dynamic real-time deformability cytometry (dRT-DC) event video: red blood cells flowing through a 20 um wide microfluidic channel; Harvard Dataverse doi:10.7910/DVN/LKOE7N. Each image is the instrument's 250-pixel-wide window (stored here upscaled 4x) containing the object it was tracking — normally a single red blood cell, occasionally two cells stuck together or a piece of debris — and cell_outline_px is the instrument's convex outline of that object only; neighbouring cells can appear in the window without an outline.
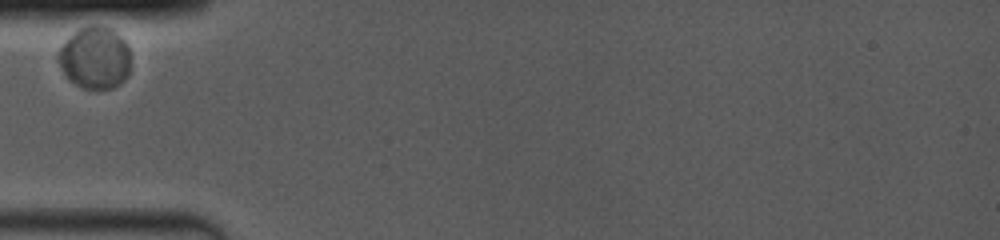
{"species": "common noctule bat (a hibernating species)", "species_latin": "Nyctalus noctula", "temperature_condition": "room temperature", "stored_images_in_passage": 42, "camera_frame_rate_fps": 4000, "um_per_image_px": 0.085, "animal": {"sex": "female", "body_mass_g": 19.0, "forearm_length_mm": 53.3}, "frame": {"image": 1, "passage_image": 1, "time_ms": 0.0, "image_size_px": [1000, 240], "cell_outline_px": [[128, 76], [120, 84], [112, 88], [84, 88], [76, 84], [60, 68], [56, 56], [56, 52], [68, 36], [72, 32], [88, 24], [96, 24], [112, 28], [124, 40], [128, 48]], "centroid_in_image_um": [8.03, 4.86], "position_along_channel_um": 77.0, "area_um2": 26.3}}
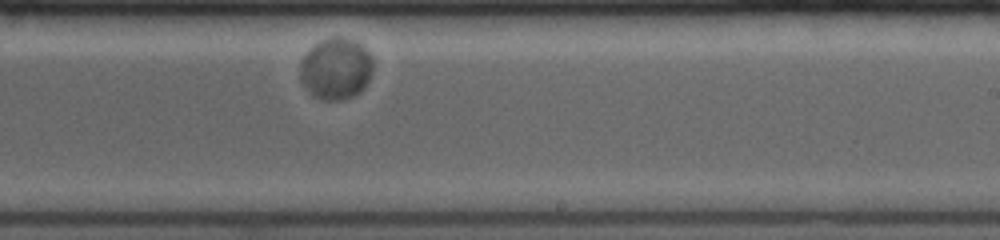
{"frame": {"image": 2, "passage_image": 26, "time_ms": 5.5, "image_size_px": [1000, 240], "cell_outline_px": [[372, 72], [364, 88], [360, 92], [352, 96], [340, 100], [324, 100], [312, 96], [300, 80], [300, 60], [308, 48], [320, 40], [328, 36], [340, 36], [352, 40], [360, 44], [372, 56]], "centroid_in_image_um": [28.52, 5.82], "position_along_channel_um": 260.5, "area_um2": 26.53}}
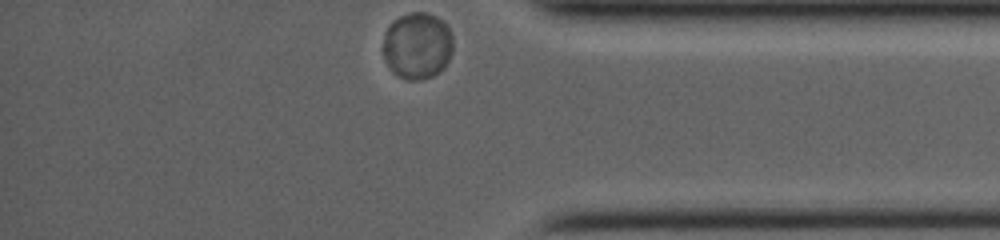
{"frame": {"image": 3, "passage_image": 42, "time_ms": 9.5, "image_size_px": [1000, 240], "cell_outline_px": [[452, 52], [444, 68], [432, 76], [420, 80], [408, 80], [396, 76], [392, 72], [384, 60], [384, 36], [388, 24], [392, 20], [400, 16], [412, 12], [424, 12], [436, 16], [444, 20], [452, 36]], "centroid_in_image_um": [35.46, 3.88], "position_along_channel_um": 399.7, "area_um2": 27.46}}